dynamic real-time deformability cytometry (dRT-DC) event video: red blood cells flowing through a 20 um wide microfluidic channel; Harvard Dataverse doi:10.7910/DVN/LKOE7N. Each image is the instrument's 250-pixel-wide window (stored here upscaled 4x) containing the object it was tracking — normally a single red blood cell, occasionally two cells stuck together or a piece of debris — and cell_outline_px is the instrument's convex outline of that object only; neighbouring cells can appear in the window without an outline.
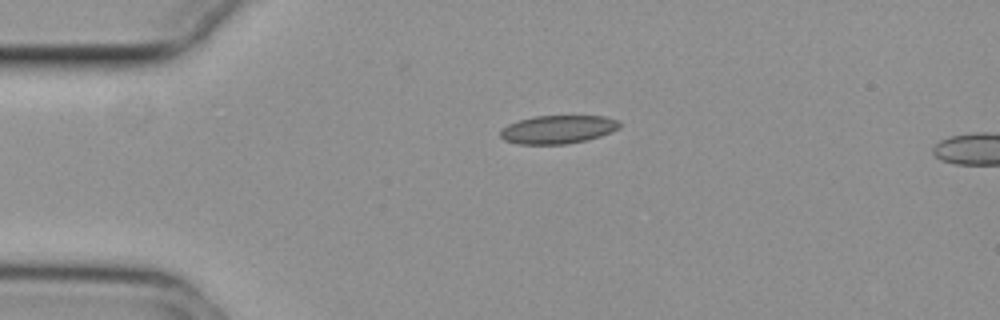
{"species": "common noctule bat (a hibernating species)", "species_latin": "Nyctalus noctula", "temperature_condition": "cold", "stored_images_in_passage": 5, "camera_frame_rate_fps": 3000, "um_per_image_px": 0.085, "animal": {"sex": "female", "body_mass_g": 29.2, "forearm_length_mm": 56.3}, "frame": {"image": 1, "passage_image": 1, "time_ms": 0.0, "image_size_px": [1000, 320], "cell_outline_px": [[620, 128], [612, 132], [588, 140], [568, 144], [516, 144], [504, 140], [500, 136], [500, 132], [508, 124], [520, 120], [536, 116], [604, 116], [620, 120]], "centroid_in_image_um": [47.46, 11.01], "position_along_channel_um": 37.5, "area_um2": 19.77}}